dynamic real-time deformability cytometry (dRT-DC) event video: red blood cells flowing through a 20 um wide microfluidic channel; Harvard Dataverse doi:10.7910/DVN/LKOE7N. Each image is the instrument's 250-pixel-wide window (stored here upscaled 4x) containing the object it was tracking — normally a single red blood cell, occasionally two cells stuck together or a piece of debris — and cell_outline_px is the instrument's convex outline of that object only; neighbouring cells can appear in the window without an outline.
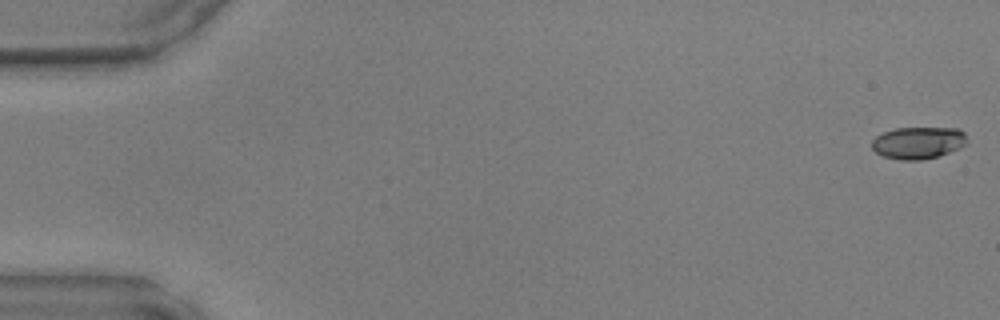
{"species": "common noctule bat (a hibernating species)", "species_latin": "Nyctalus noctula", "temperature_condition": "warm", "stored_images_in_passage": 10, "camera_frame_rate_fps": 3000, "um_per_image_px": 0.085, "animal": {"sex": "male", "body_mass_g": 17.9, "forearm_length_mm": 54.2}, "frame": {"image": 1, "passage_image": 1, "time_ms": 0.0, "image_size_px": [1000, 320], "cell_outline_px": [[964, 144], [960, 148], [940, 156], [920, 160], [900, 160], [884, 156], [876, 152], [872, 148], [872, 140], [876, 136], [884, 132], [896, 128], [956, 128], [964, 132]], "centroid_in_image_um": [78.02, 12.14], "position_along_channel_um": 7.0, "area_um2": 17.63}}